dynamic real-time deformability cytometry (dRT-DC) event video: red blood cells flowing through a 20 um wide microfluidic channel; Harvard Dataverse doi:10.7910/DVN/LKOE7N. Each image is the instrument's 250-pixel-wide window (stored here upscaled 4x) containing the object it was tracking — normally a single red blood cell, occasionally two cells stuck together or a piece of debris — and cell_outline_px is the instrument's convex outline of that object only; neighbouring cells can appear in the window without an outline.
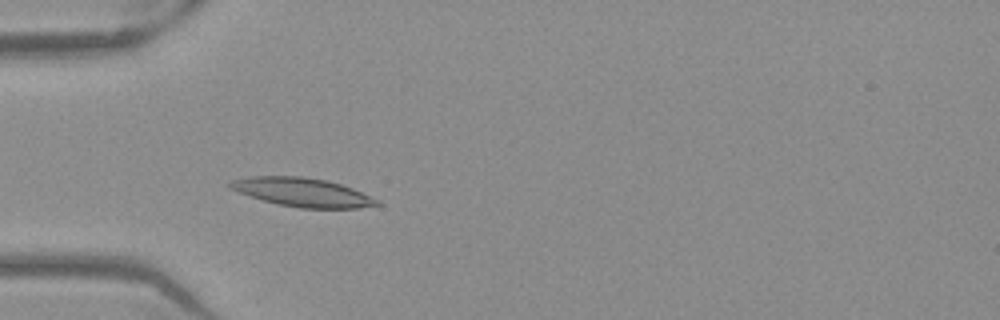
{"species": "Egyptian fruit bat (a non-hibernating species)", "species_latin": "Rousettus aegyptiacus", "temperature_condition": "warm", "stored_images_in_passage": 38, "camera_frame_rate_fps": 3000, "um_per_image_px": 0.085, "frame": {"image": 1, "passage_image": 2, "time_ms": 0.333, "image_size_px": [1000, 320], "cell_outline_px": [[384, 204], [360, 208], [300, 208], [276, 204], [228, 188], [228, 184], [232, 180], [252, 176], [300, 176], [324, 180], [340, 184], [352, 188], [380, 200]], "centroid_in_image_um": [25.75, 16.35], "position_along_channel_um": 59.3, "area_um2": 24.45}}
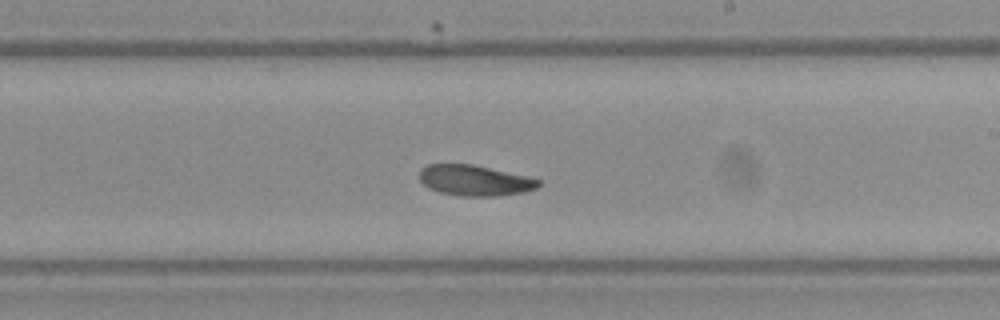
{"frame": {"image": 2, "passage_image": 17, "time_ms": 5.333, "image_size_px": [1000, 320], "cell_outline_px": [[540, 184], [536, 188], [524, 192], [496, 196], [460, 196], [440, 192], [428, 188], [420, 180], [420, 168], [428, 164], [472, 164], [524, 176], [540, 180]], "centroid_in_image_um": [40.31, 15.34], "position_along_channel_um": 248.7, "area_um2": 21.04}}
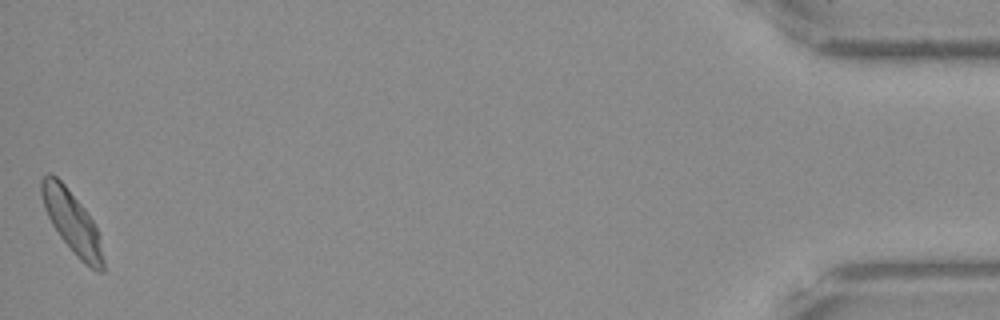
{"frame": {"image": 3, "passage_image": 38, "time_ms": 12.333, "image_size_px": [1000, 320], "cell_outline_px": [[104, 272], [96, 272], [84, 264], [76, 256], [60, 236], [52, 224], [44, 208], [40, 192], [40, 180], [48, 172], [52, 172], [64, 184], [84, 208], [92, 220], [100, 236], [104, 260]], "centroid_in_image_um": [6.12, 18.89], "position_along_channel_um": 429.1, "area_um2": 22.37}}